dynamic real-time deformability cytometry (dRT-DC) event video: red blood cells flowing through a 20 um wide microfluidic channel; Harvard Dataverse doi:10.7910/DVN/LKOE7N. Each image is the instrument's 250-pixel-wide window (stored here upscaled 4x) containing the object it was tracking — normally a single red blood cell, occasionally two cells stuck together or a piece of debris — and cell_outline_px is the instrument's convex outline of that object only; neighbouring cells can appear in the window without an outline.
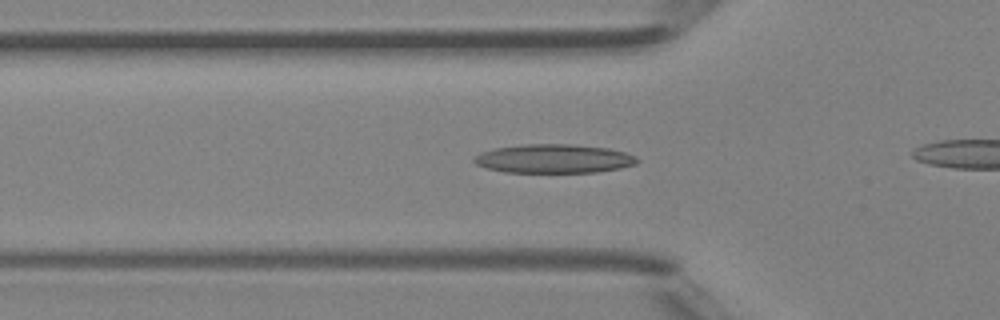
{"species": "Egyptian fruit bat (a non-hibernating species)", "species_latin": "Rousettus aegyptiacus", "temperature_condition": "room temperature", "stored_images_in_passage": 37, "camera_frame_rate_fps": 3000, "um_per_image_px": 0.085, "animal": {"sex": "female"}, "frame": {"image": 1, "passage_image": 15, "time_ms": 4.667, "image_size_px": [1000, 320], "cell_outline_px": [[640, 160], [636, 164], [620, 168], [596, 172], [504, 172], [488, 168], [476, 164], [472, 160], [480, 152], [496, 148], [524, 144], [572, 144], [608, 148], [624, 152], [636, 156]], "centroid_in_image_um": [47.09, 13.48], "position_along_channel_um": 78.7, "area_um2": 27.34}}
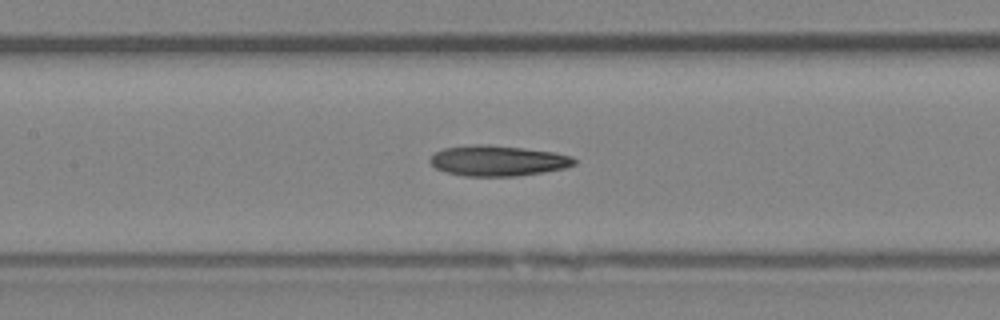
{"frame": {"image": 2, "passage_image": 21, "time_ms": 6.667, "image_size_px": [1000, 320], "cell_outline_px": [[576, 164], [564, 168], [544, 172], [516, 176], [464, 176], [444, 172], [436, 168], [428, 160], [436, 152], [444, 148], [520, 148], [556, 152], [572, 156], [576, 160]], "centroid_in_image_um": [42.39, 13.73], "position_along_channel_um": 165.0, "area_um2": 24.39}}
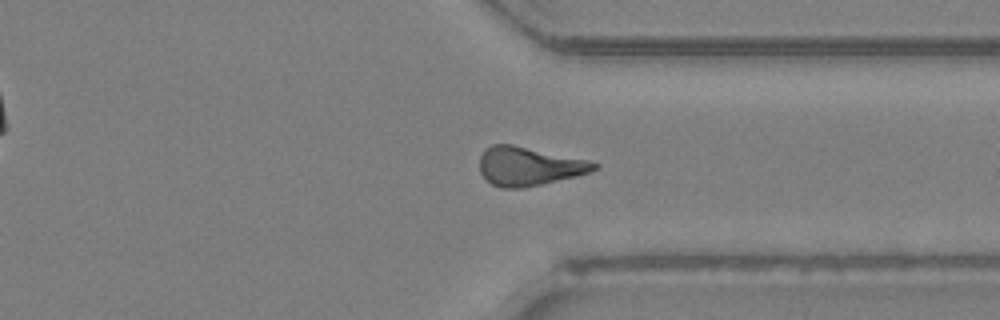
{"frame": {"image": 3, "passage_image": 35, "time_ms": 11.333, "image_size_px": [1000, 320], "cell_outline_px": [[600, 164], [596, 168], [588, 172], [576, 176], [524, 188], [500, 188], [492, 184], [480, 172], [480, 156], [484, 148], [492, 144], [512, 144], [588, 160]], "centroid_in_image_um": [44.92, 14.12], "position_along_channel_um": 366.5, "area_um2": 25.72}}